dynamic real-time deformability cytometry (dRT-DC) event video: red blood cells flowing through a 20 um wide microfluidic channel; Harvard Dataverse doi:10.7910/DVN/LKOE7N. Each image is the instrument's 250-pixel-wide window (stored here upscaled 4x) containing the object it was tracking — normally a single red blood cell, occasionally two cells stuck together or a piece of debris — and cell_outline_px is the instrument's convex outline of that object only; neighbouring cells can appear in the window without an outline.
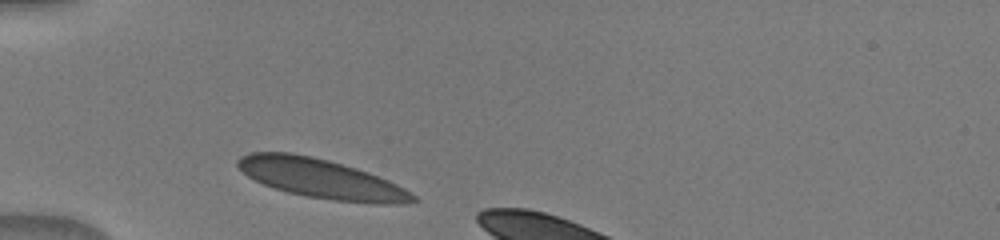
{"species": "human", "species_latin": "Homo sapiens", "temperature_condition": "warm", "stored_images_in_passage": 3, "camera_frame_rate_fps": 3000, "um_per_image_px": 0.085, "donor": {"sex": "male"}, "frame": {"image": 1, "passage_image": 1, "time_ms": 0.0, "image_size_px": [1000, 240], "cell_outline_px": [[420, 200], [400, 204], [372, 204], [332, 200], [304, 196], [288, 192], [264, 184], [248, 176], [236, 164], [236, 160], [240, 156], [252, 152], [292, 152], [312, 156], [328, 160], [356, 168], [368, 172], [388, 180], [412, 192]], "centroid_in_image_um": [27.33, 15.19], "position_along_channel_um": 57.7, "area_um2": 40.17}}